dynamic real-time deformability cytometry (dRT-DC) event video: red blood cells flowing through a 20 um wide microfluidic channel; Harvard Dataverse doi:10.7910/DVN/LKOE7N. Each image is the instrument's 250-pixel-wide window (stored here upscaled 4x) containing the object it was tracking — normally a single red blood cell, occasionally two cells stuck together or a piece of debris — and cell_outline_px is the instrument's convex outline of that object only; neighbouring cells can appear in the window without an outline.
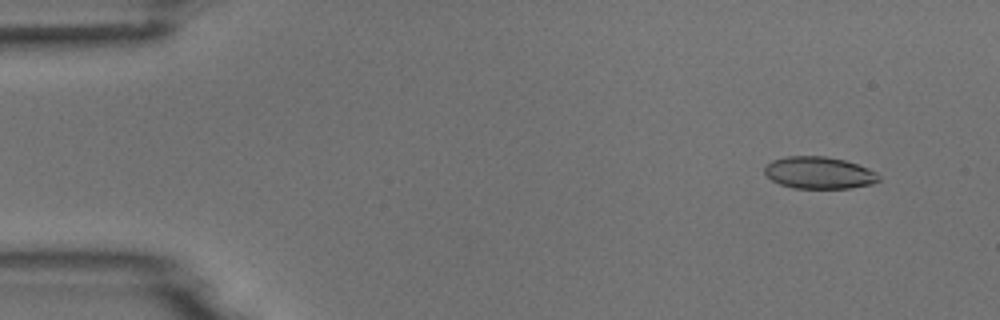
{"species": "common noctule bat (a hibernating species)", "species_latin": "Nyctalus noctula", "temperature_condition": "room temperature", "stored_images_in_passage": 4, "camera_frame_rate_fps": 3000, "um_per_image_px": 0.085, "animal": {"sex": "male", "body_mass_g": 18.8}, "frame": {"image": 1, "passage_image": 1, "time_ms": 0.0, "image_size_px": [1000, 320], "cell_outline_px": [[880, 180], [872, 184], [852, 188], [792, 188], [780, 184], [772, 180], [764, 172], [764, 168], [772, 160], [788, 156], [824, 156], [844, 160], [868, 168], [876, 172], [880, 176]], "centroid_in_image_um": [69.63, 14.69], "position_along_channel_um": 15.4, "area_um2": 21.27}}
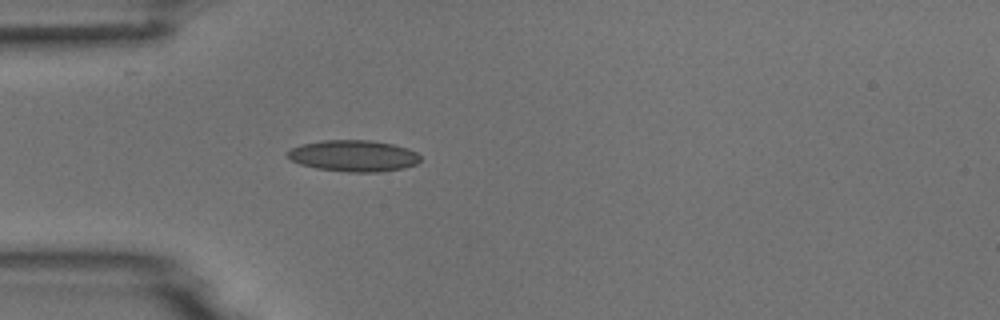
{"frame": {"image": 2, "passage_image": 4, "time_ms": 3.667, "image_size_px": [1000, 320], "cell_outline_px": [[420, 160], [416, 164], [404, 168], [380, 172], [348, 172], [316, 168], [300, 164], [292, 160], [284, 152], [300, 144], [324, 140], [372, 140], [392, 144], [408, 148], [416, 152], [420, 156]], "centroid_in_image_um": [30.05, 13.24], "position_along_channel_um": 55.0, "area_um2": 24.39}}